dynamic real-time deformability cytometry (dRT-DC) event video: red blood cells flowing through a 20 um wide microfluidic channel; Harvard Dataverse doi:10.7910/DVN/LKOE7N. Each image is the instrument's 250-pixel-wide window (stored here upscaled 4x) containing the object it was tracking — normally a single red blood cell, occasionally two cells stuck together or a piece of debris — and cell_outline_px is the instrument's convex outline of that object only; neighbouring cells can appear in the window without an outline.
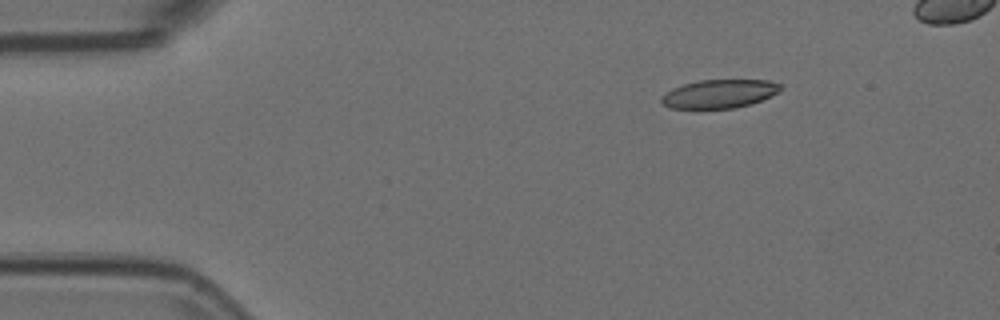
{"species": "Egyptian fruit bat (a non-hibernating species)", "species_latin": "Rousettus aegyptiacus", "temperature_condition": "room temperature", "stored_images_in_passage": 8, "camera_frame_rate_fps": 3000, "um_per_image_px": 0.085, "animal": {"sex": "female"}, "frame": {"image": 1, "passage_image": 1, "time_ms": 0.0, "image_size_px": [1000, 320], "cell_outline_px": [[780, 88], [776, 92], [760, 100], [748, 104], [732, 108], [672, 108], [664, 104], [660, 100], [660, 96], [672, 88], [684, 84], [700, 80], [768, 80], [780, 84]], "centroid_in_image_um": [61.07, 7.96], "position_along_channel_um": 23.9, "area_um2": 19.36}}
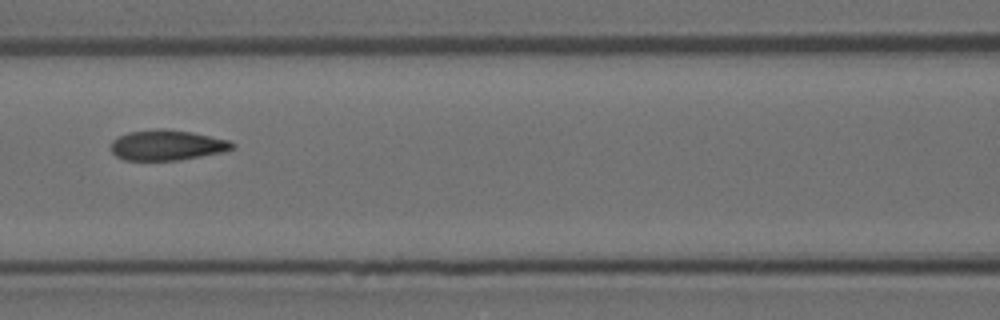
{"frame": {"image": 2, "passage_image": 6, "time_ms": 1.667, "image_size_px": [1000, 320], "cell_outline_px": [[236, 144], [232, 148], [224, 152], [180, 160], [124, 160], [116, 156], [112, 152], [112, 140], [128, 132], [156, 128], [164, 128], [192, 132], [228, 140]], "centroid_in_image_um": [14.2, 12.33], "position_along_channel_um": 152.4, "area_um2": 21.5}}
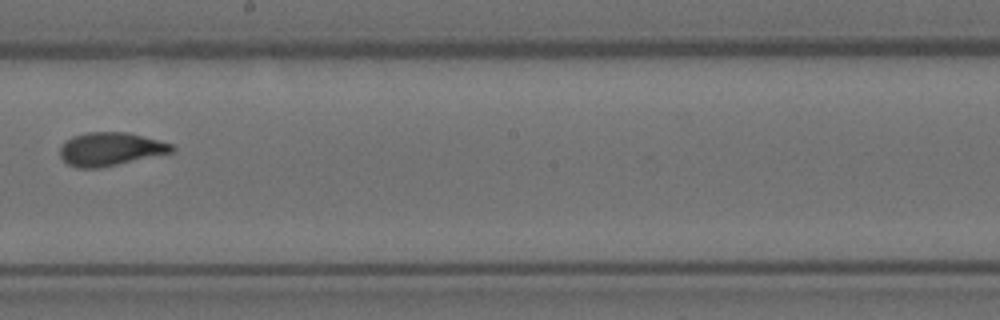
{"frame": {"image": 3, "passage_image": 8, "time_ms": 2.333, "image_size_px": [1000, 320], "cell_outline_px": [[176, 152], [100, 168], [76, 168], [68, 164], [60, 156], [60, 148], [64, 140], [72, 136], [88, 132], [128, 132], [172, 144], [176, 148]], "centroid_in_image_um": [9.4, 12.67], "position_along_channel_um": 238.8, "area_um2": 21.96}}